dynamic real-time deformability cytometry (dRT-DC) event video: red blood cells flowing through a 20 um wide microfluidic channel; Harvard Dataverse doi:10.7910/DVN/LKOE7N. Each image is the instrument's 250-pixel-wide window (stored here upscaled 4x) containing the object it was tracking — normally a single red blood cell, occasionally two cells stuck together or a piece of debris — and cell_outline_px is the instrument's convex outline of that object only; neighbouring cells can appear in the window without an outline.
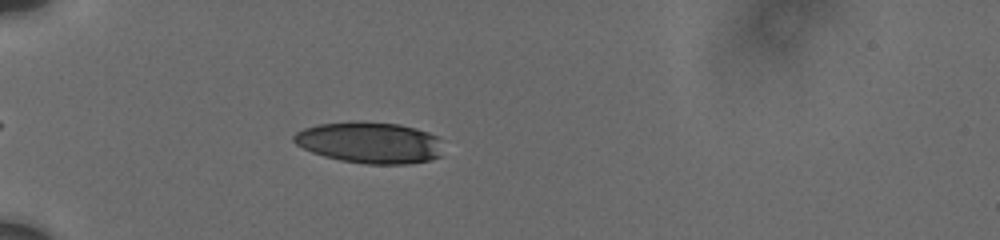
{"species": "human", "species_latin": "Homo sapiens", "temperature_condition": "cold", "stored_images_in_passage": 29, "camera_frame_rate_fps": 3000, "um_per_image_px": 0.085, "donor": {"sex": "male"}, "frame": {"image": 1, "passage_image": 4, "time_ms": 1.667, "image_size_px": [1000, 240], "cell_outline_px": [[440, 156], [428, 160], [408, 164], [364, 164], [340, 160], [324, 156], [312, 152], [296, 144], [292, 140], [292, 136], [296, 132], [304, 128], [320, 124], [352, 120], [360, 120], [400, 124], [416, 128], [440, 136]], "centroid_in_image_um": [31.42, 12.1], "position_along_channel_um": 53.6, "area_um2": 36.36}}
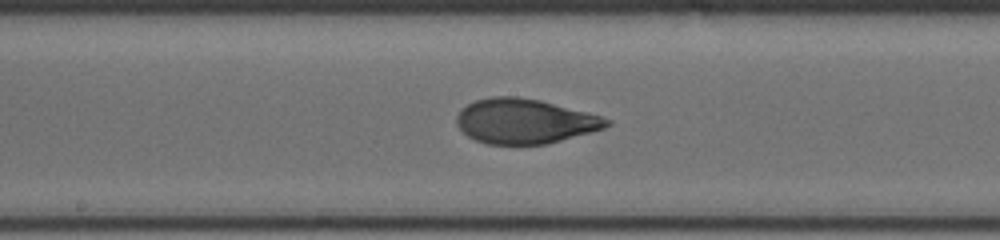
{"frame": {"image": 2, "passage_image": 14, "time_ms": 6.333, "image_size_px": [1000, 240], "cell_outline_px": [[612, 124], [604, 128], [548, 144], [488, 144], [476, 140], [468, 136], [456, 124], [456, 116], [460, 108], [476, 100], [492, 96], [516, 96], [540, 100], [600, 116], [612, 120]], "centroid_in_image_um": [44.58, 10.3], "position_along_channel_um": 203.6, "area_um2": 39.02}}
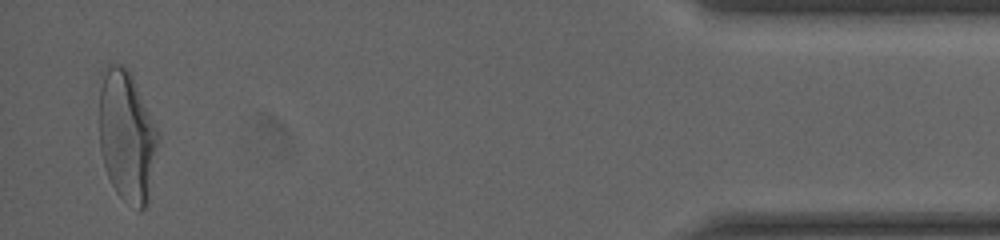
{"frame": {"image": 3, "passage_image": 29, "time_ms": 14.0, "image_size_px": [1000, 240], "cell_outline_px": [[160, 136], [148, 204], [140, 212], [120, 196], [116, 192], [108, 176], [104, 164], [100, 148], [100, 72], [108, 64], [124, 64], [128, 68], [132, 76]], "centroid_in_image_um": [10.79, 11.57], "position_along_channel_um": 424.4, "area_um2": 45.14}, "authors_computed_cell_mechanics": {"area_um2": 39.1306, "velocity_mm_per_s": 3.7437, "shape_relaxation_time_tau1_ms": 4.3295, "shape_relaxation_time_tau2_ms": 0.8531, "deformation_change_tau1": 0.1884, "deformation_change_tau2": 0.0613}}